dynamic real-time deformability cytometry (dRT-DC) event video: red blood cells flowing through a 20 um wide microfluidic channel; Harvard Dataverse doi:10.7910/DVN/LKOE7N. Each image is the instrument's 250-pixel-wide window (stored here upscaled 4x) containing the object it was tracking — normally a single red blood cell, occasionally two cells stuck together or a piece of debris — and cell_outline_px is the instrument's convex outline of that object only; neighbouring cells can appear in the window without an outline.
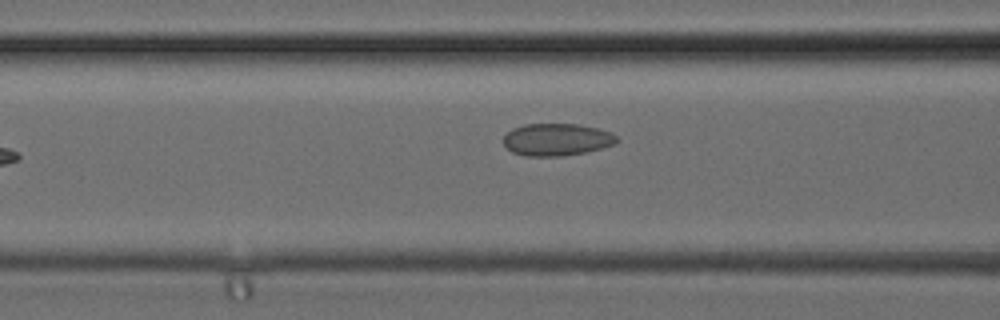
{"species": "common noctule bat (a hibernating species)", "species_latin": "Nyctalus noctula", "temperature_condition": "cold", "stored_images_in_passage": 5, "camera_frame_rate_fps": 3000, "um_per_image_px": 0.085, "animal": {"sex": "female", "body_mass_g": 24.6, "forearm_length_mm": 56.2}, "frame": {"image": 1, "passage_image": 5, "time_ms": 1.333, "image_size_px": [1000, 320], "cell_outline_px": [[620, 140], [616, 144], [584, 152], [564, 156], [524, 156], [512, 152], [504, 144], [504, 136], [512, 128], [524, 124], [576, 124], [596, 128], [612, 132]], "centroid_in_image_um": [47.33, 11.86], "position_along_channel_um": 119.3, "area_um2": 21.33}}